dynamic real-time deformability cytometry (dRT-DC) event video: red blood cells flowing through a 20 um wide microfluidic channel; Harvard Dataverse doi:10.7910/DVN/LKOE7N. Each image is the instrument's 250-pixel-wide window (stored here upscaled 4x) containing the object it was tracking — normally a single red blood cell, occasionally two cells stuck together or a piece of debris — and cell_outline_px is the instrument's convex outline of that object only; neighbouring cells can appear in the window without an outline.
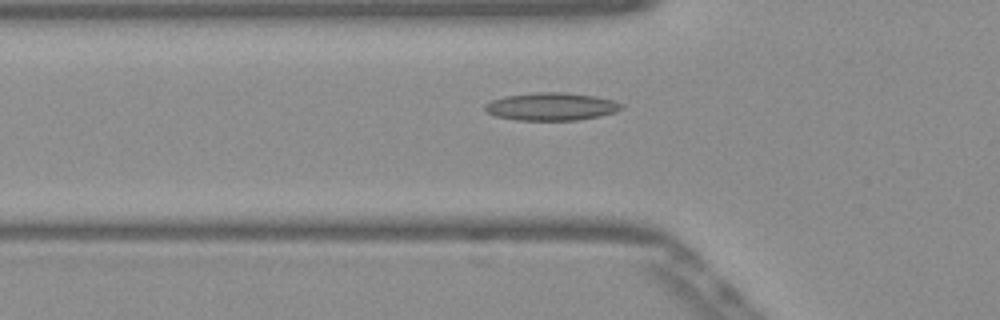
{"species": "Egyptian fruit bat (a non-hibernating species)", "species_latin": "Rousettus aegyptiacus", "temperature_condition": "warm", "stored_images_in_passage": 37, "camera_frame_rate_fps": 3000, "um_per_image_px": 0.085, "frame": {"image": 1, "passage_image": 2, "time_ms": 0.333, "image_size_px": [1000, 320], "cell_outline_px": [[624, 108], [616, 112], [600, 116], [576, 120], [516, 120], [496, 116], [488, 112], [484, 108], [484, 104], [492, 100], [504, 96], [536, 92], [564, 92], [596, 96], [612, 100], [624, 104]], "centroid_in_image_um": [46.89, 9.05], "position_along_channel_um": 78.9, "area_um2": 22.2}}
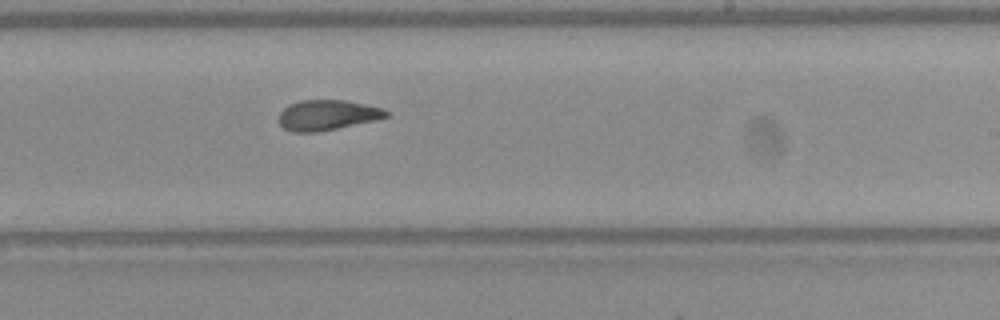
{"frame": {"image": 2, "passage_image": 16, "time_ms": 5.0, "image_size_px": [1000, 320], "cell_outline_px": [[388, 116], [376, 120], [320, 132], [292, 132], [284, 128], [280, 124], [280, 112], [288, 104], [300, 100], [344, 100], [364, 104], [380, 108], [388, 112]], "centroid_in_image_um": [27.79, 9.79], "position_along_channel_um": 261.2, "area_um2": 18.84}}
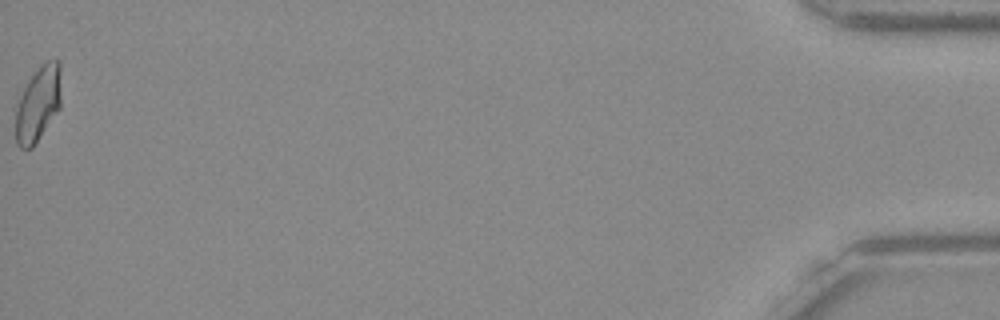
{"frame": {"image": 3, "passage_image": 37, "time_ms": 12.0, "image_size_px": [1000, 320], "cell_outline_px": [[60, 108], [32, 148], [20, 148], [16, 144], [16, 104], [28, 80], [40, 64], [44, 60], [60, 60]], "centroid_in_image_um": [3.24, 8.8], "position_along_channel_um": 432.0, "area_um2": 20.0}, "authors_computed_cell_mechanics": {"area_um2": 19.1896, "velocity_mm_per_s": 3.8796, "shape_relaxation_time_tau1_ms": 8.8942, "shape_relaxation_time_tau2_ms": 1.7875, "deformation_change_tau1": 0.2498, "deformation_change_tau2": 0.0863}}